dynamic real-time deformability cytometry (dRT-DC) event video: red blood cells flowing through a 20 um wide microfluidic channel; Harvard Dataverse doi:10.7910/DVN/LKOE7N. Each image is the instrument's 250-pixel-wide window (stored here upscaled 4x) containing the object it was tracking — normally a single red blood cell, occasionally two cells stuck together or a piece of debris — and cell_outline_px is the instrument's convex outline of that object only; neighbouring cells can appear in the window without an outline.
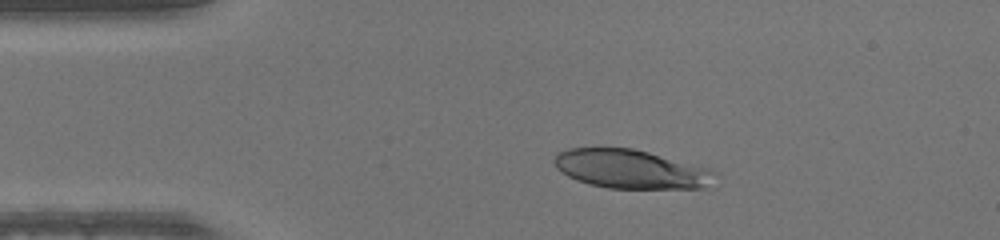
{"species": "human", "species_latin": "Homo sapiens", "temperature_condition": "warm", "stored_images_in_passage": 41, "camera_frame_rate_fps": 3000, "um_per_image_px": 0.085, "donor": {"sex": "male"}, "frame": {"image": 1, "passage_image": 1, "time_ms": 0.0, "image_size_px": [1000, 240], "cell_outline_px": [[712, 172], [708, 184], [704, 188], [608, 188], [588, 184], [576, 180], [568, 176], [556, 168], [552, 160], [556, 152], [568, 148], [632, 148], [648, 152], [708, 168]], "centroid_in_image_um": [53.49, 14.36], "position_along_channel_um": 31.5, "area_um2": 35.95}}
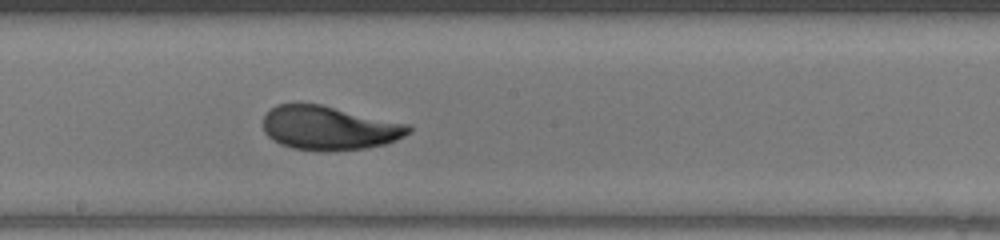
{"frame": {"image": 2, "passage_image": 18, "time_ms": 5.667, "image_size_px": [1000, 240], "cell_outline_px": [[412, 132], [396, 140], [384, 144], [364, 148], [328, 152], [320, 152], [292, 148], [280, 144], [272, 140], [264, 132], [264, 116], [276, 104], [320, 104], [412, 124]], "centroid_in_image_um": [28.01, 10.89], "position_along_channel_um": 220.2, "area_um2": 37.63}}
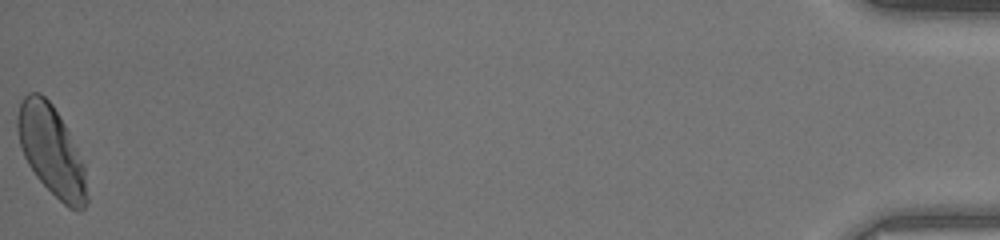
{"frame": {"image": 3, "passage_image": 41, "time_ms": 13.333, "image_size_px": [1000, 240], "cell_outline_px": [[88, 200], [84, 208], [68, 208], [36, 176], [28, 164], [20, 148], [16, 128], [16, 116], [20, 100], [28, 92], [40, 92], [52, 104], [64, 124], [84, 160], [88, 196]], "centroid_in_image_um": [4.36, 12.77], "position_along_channel_um": 430.8, "area_um2": 36.47}}